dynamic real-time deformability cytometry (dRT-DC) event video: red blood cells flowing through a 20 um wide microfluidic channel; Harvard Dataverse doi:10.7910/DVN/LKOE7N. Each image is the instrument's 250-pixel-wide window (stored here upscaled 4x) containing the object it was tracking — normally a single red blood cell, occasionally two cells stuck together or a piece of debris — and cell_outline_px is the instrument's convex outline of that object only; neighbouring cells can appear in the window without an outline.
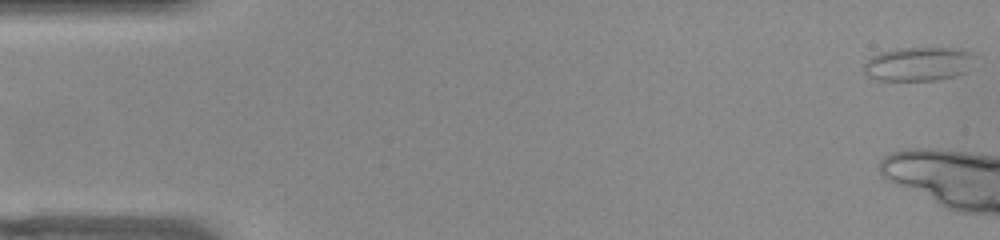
{"species": "common noctule bat (a hibernating species)", "species_latin": "Nyctalus noctula", "temperature_condition": "warm", "stored_images_in_passage": 10, "camera_frame_rate_fps": 3000, "um_per_image_px": 0.085, "animal": {"sex": "female", "body_mass_g": 22.0, "forearm_length_mm": 56.7}, "frame": {"image": 1, "passage_image": 1, "time_ms": 0.0, "image_size_px": [1000, 240], "cell_outline_px": [[976, 56], [964, 72], [952, 76], [936, 80], [876, 80], [868, 76], [864, 72], [864, 64], [872, 56], [880, 52], [896, 48], [960, 48], [972, 52]], "centroid_in_image_um": [78.04, 5.42], "position_along_channel_um": 7.0, "area_um2": 21.85}}